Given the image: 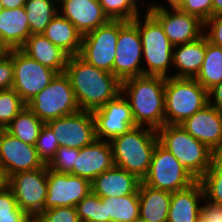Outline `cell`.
I'll return each mask as SVG.
<instances>
[{
    "label": "cell",
    "instance_id": "cell-13",
    "mask_svg": "<svg viewBox=\"0 0 222 222\" xmlns=\"http://www.w3.org/2000/svg\"><path fill=\"white\" fill-rule=\"evenodd\" d=\"M46 124L52 129L59 146L81 149L97 139L95 119L91 111L79 110L52 119Z\"/></svg>",
    "mask_w": 222,
    "mask_h": 222
},
{
    "label": "cell",
    "instance_id": "cell-37",
    "mask_svg": "<svg viewBox=\"0 0 222 222\" xmlns=\"http://www.w3.org/2000/svg\"><path fill=\"white\" fill-rule=\"evenodd\" d=\"M78 155L79 149L59 146L47 167L50 170L70 174L73 171V164Z\"/></svg>",
    "mask_w": 222,
    "mask_h": 222
},
{
    "label": "cell",
    "instance_id": "cell-12",
    "mask_svg": "<svg viewBox=\"0 0 222 222\" xmlns=\"http://www.w3.org/2000/svg\"><path fill=\"white\" fill-rule=\"evenodd\" d=\"M117 39L118 20H110L82 36L79 56L88 64L113 73Z\"/></svg>",
    "mask_w": 222,
    "mask_h": 222
},
{
    "label": "cell",
    "instance_id": "cell-18",
    "mask_svg": "<svg viewBox=\"0 0 222 222\" xmlns=\"http://www.w3.org/2000/svg\"><path fill=\"white\" fill-rule=\"evenodd\" d=\"M146 11L160 23L174 46L192 42L204 34V22L197 16L179 9Z\"/></svg>",
    "mask_w": 222,
    "mask_h": 222
},
{
    "label": "cell",
    "instance_id": "cell-53",
    "mask_svg": "<svg viewBox=\"0 0 222 222\" xmlns=\"http://www.w3.org/2000/svg\"><path fill=\"white\" fill-rule=\"evenodd\" d=\"M54 1H56L57 3H60L62 0H54Z\"/></svg>",
    "mask_w": 222,
    "mask_h": 222
},
{
    "label": "cell",
    "instance_id": "cell-38",
    "mask_svg": "<svg viewBox=\"0 0 222 222\" xmlns=\"http://www.w3.org/2000/svg\"><path fill=\"white\" fill-rule=\"evenodd\" d=\"M34 222H80L76 207L61 206L44 210Z\"/></svg>",
    "mask_w": 222,
    "mask_h": 222
},
{
    "label": "cell",
    "instance_id": "cell-10",
    "mask_svg": "<svg viewBox=\"0 0 222 222\" xmlns=\"http://www.w3.org/2000/svg\"><path fill=\"white\" fill-rule=\"evenodd\" d=\"M14 83L12 88L27 104L56 76L57 72L30 58L21 49H12Z\"/></svg>",
    "mask_w": 222,
    "mask_h": 222
},
{
    "label": "cell",
    "instance_id": "cell-45",
    "mask_svg": "<svg viewBox=\"0 0 222 222\" xmlns=\"http://www.w3.org/2000/svg\"><path fill=\"white\" fill-rule=\"evenodd\" d=\"M0 222H34V218L17 206L11 215L0 216Z\"/></svg>",
    "mask_w": 222,
    "mask_h": 222
},
{
    "label": "cell",
    "instance_id": "cell-36",
    "mask_svg": "<svg viewBox=\"0 0 222 222\" xmlns=\"http://www.w3.org/2000/svg\"><path fill=\"white\" fill-rule=\"evenodd\" d=\"M35 148L37 150L38 157L46 165L54 157L56 150L59 148L58 141L52 129L46 123L41 128L36 140Z\"/></svg>",
    "mask_w": 222,
    "mask_h": 222
},
{
    "label": "cell",
    "instance_id": "cell-21",
    "mask_svg": "<svg viewBox=\"0 0 222 222\" xmlns=\"http://www.w3.org/2000/svg\"><path fill=\"white\" fill-rule=\"evenodd\" d=\"M141 180L125 169L113 166L91 182L92 192L99 197H121L138 194Z\"/></svg>",
    "mask_w": 222,
    "mask_h": 222
},
{
    "label": "cell",
    "instance_id": "cell-16",
    "mask_svg": "<svg viewBox=\"0 0 222 222\" xmlns=\"http://www.w3.org/2000/svg\"><path fill=\"white\" fill-rule=\"evenodd\" d=\"M0 164L7 178L18 172L33 171L45 164L35 146L24 143L6 129H0Z\"/></svg>",
    "mask_w": 222,
    "mask_h": 222
},
{
    "label": "cell",
    "instance_id": "cell-40",
    "mask_svg": "<svg viewBox=\"0 0 222 222\" xmlns=\"http://www.w3.org/2000/svg\"><path fill=\"white\" fill-rule=\"evenodd\" d=\"M204 34L209 42L222 47V15L212 16L204 23Z\"/></svg>",
    "mask_w": 222,
    "mask_h": 222
},
{
    "label": "cell",
    "instance_id": "cell-41",
    "mask_svg": "<svg viewBox=\"0 0 222 222\" xmlns=\"http://www.w3.org/2000/svg\"><path fill=\"white\" fill-rule=\"evenodd\" d=\"M14 83V68L12 62V50L0 58V91L11 89Z\"/></svg>",
    "mask_w": 222,
    "mask_h": 222
},
{
    "label": "cell",
    "instance_id": "cell-50",
    "mask_svg": "<svg viewBox=\"0 0 222 222\" xmlns=\"http://www.w3.org/2000/svg\"><path fill=\"white\" fill-rule=\"evenodd\" d=\"M10 53V49L8 46L3 42L0 36V58L7 56Z\"/></svg>",
    "mask_w": 222,
    "mask_h": 222
},
{
    "label": "cell",
    "instance_id": "cell-49",
    "mask_svg": "<svg viewBox=\"0 0 222 222\" xmlns=\"http://www.w3.org/2000/svg\"><path fill=\"white\" fill-rule=\"evenodd\" d=\"M213 16L222 15V0H212Z\"/></svg>",
    "mask_w": 222,
    "mask_h": 222
},
{
    "label": "cell",
    "instance_id": "cell-17",
    "mask_svg": "<svg viewBox=\"0 0 222 222\" xmlns=\"http://www.w3.org/2000/svg\"><path fill=\"white\" fill-rule=\"evenodd\" d=\"M216 155H222V113L209 103L179 124Z\"/></svg>",
    "mask_w": 222,
    "mask_h": 222
},
{
    "label": "cell",
    "instance_id": "cell-35",
    "mask_svg": "<svg viewBox=\"0 0 222 222\" xmlns=\"http://www.w3.org/2000/svg\"><path fill=\"white\" fill-rule=\"evenodd\" d=\"M26 106L13 88L0 91V129H6Z\"/></svg>",
    "mask_w": 222,
    "mask_h": 222
},
{
    "label": "cell",
    "instance_id": "cell-47",
    "mask_svg": "<svg viewBox=\"0 0 222 222\" xmlns=\"http://www.w3.org/2000/svg\"><path fill=\"white\" fill-rule=\"evenodd\" d=\"M4 9L24 7L26 0H1Z\"/></svg>",
    "mask_w": 222,
    "mask_h": 222
},
{
    "label": "cell",
    "instance_id": "cell-4",
    "mask_svg": "<svg viewBox=\"0 0 222 222\" xmlns=\"http://www.w3.org/2000/svg\"><path fill=\"white\" fill-rule=\"evenodd\" d=\"M159 143L170 151L190 174L199 180L216 154L179 125L165 124L157 130Z\"/></svg>",
    "mask_w": 222,
    "mask_h": 222
},
{
    "label": "cell",
    "instance_id": "cell-31",
    "mask_svg": "<svg viewBox=\"0 0 222 222\" xmlns=\"http://www.w3.org/2000/svg\"><path fill=\"white\" fill-rule=\"evenodd\" d=\"M44 124L28 107H25L7 126L6 130L24 143L35 146Z\"/></svg>",
    "mask_w": 222,
    "mask_h": 222
},
{
    "label": "cell",
    "instance_id": "cell-30",
    "mask_svg": "<svg viewBox=\"0 0 222 222\" xmlns=\"http://www.w3.org/2000/svg\"><path fill=\"white\" fill-rule=\"evenodd\" d=\"M24 8L31 34H42L59 12L54 0H26Z\"/></svg>",
    "mask_w": 222,
    "mask_h": 222
},
{
    "label": "cell",
    "instance_id": "cell-32",
    "mask_svg": "<svg viewBox=\"0 0 222 222\" xmlns=\"http://www.w3.org/2000/svg\"><path fill=\"white\" fill-rule=\"evenodd\" d=\"M203 186L204 198L222 206V155H216L212 165L199 179Z\"/></svg>",
    "mask_w": 222,
    "mask_h": 222
},
{
    "label": "cell",
    "instance_id": "cell-44",
    "mask_svg": "<svg viewBox=\"0 0 222 222\" xmlns=\"http://www.w3.org/2000/svg\"><path fill=\"white\" fill-rule=\"evenodd\" d=\"M148 0L145 10H176L180 9L184 0ZM157 1V2H156ZM158 1H161L160 3ZM165 3V4H164Z\"/></svg>",
    "mask_w": 222,
    "mask_h": 222
},
{
    "label": "cell",
    "instance_id": "cell-52",
    "mask_svg": "<svg viewBox=\"0 0 222 222\" xmlns=\"http://www.w3.org/2000/svg\"><path fill=\"white\" fill-rule=\"evenodd\" d=\"M3 10V5H2V2L0 0V12Z\"/></svg>",
    "mask_w": 222,
    "mask_h": 222
},
{
    "label": "cell",
    "instance_id": "cell-14",
    "mask_svg": "<svg viewBox=\"0 0 222 222\" xmlns=\"http://www.w3.org/2000/svg\"><path fill=\"white\" fill-rule=\"evenodd\" d=\"M97 139L110 142L136 126L129 101L120 93L93 111Z\"/></svg>",
    "mask_w": 222,
    "mask_h": 222
},
{
    "label": "cell",
    "instance_id": "cell-42",
    "mask_svg": "<svg viewBox=\"0 0 222 222\" xmlns=\"http://www.w3.org/2000/svg\"><path fill=\"white\" fill-rule=\"evenodd\" d=\"M199 222H222V206L204 198L199 212Z\"/></svg>",
    "mask_w": 222,
    "mask_h": 222
},
{
    "label": "cell",
    "instance_id": "cell-11",
    "mask_svg": "<svg viewBox=\"0 0 222 222\" xmlns=\"http://www.w3.org/2000/svg\"><path fill=\"white\" fill-rule=\"evenodd\" d=\"M18 207L34 219L44 211L47 196V165L33 171L18 172L8 178Z\"/></svg>",
    "mask_w": 222,
    "mask_h": 222
},
{
    "label": "cell",
    "instance_id": "cell-15",
    "mask_svg": "<svg viewBox=\"0 0 222 222\" xmlns=\"http://www.w3.org/2000/svg\"><path fill=\"white\" fill-rule=\"evenodd\" d=\"M91 191L89 180L47 167V196L44 210L61 206L76 207Z\"/></svg>",
    "mask_w": 222,
    "mask_h": 222
},
{
    "label": "cell",
    "instance_id": "cell-8",
    "mask_svg": "<svg viewBox=\"0 0 222 222\" xmlns=\"http://www.w3.org/2000/svg\"><path fill=\"white\" fill-rule=\"evenodd\" d=\"M196 181L181 162L158 142L153 151L149 170L141 182L172 193L188 188Z\"/></svg>",
    "mask_w": 222,
    "mask_h": 222
},
{
    "label": "cell",
    "instance_id": "cell-51",
    "mask_svg": "<svg viewBox=\"0 0 222 222\" xmlns=\"http://www.w3.org/2000/svg\"><path fill=\"white\" fill-rule=\"evenodd\" d=\"M144 7L147 6L148 0H138Z\"/></svg>",
    "mask_w": 222,
    "mask_h": 222
},
{
    "label": "cell",
    "instance_id": "cell-9",
    "mask_svg": "<svg viewBox=\"0 0 222 222\" xmlns=\"http://www.w3.org/2000/svg\"><path fill=\"white\" fill-rule=\"evenodd\" d=\"M143 49L138 17L133 21L118 20V39L113 74L122 82L143 75Z\"/></svg>",
    "mask_w": 222,
    "mask_h": 222
},
{
    "label": "cell",
    "instance_id": "cell-2",
    "mask_svg": "<svg viewBox=\"0 0 222 222\" xmlns=\"http://www.w3.org/2000/svg\"><path fill=\"white\" fill-rule=\"evenodd\" d=\"M165 81L161 76L140 75L121 82L136 126L157 131L165 125Z\"/></svg>",
    "mask_w": 222,
    "mask_h": 222
},
{
    "label": "cell",
    "instance_id": "cell-39",
    "mask_svg": "<svg viewBox=\"0 0 222 222\" xmlns=\"http://www.w3.org/2000/svg\"><path fill=\"white\" fill-rule=\"evenodd\" d=\"M179 10L197 16L205 23L213 16V3L212 0H184Z\"/></svg>",
    "mask_w": 222,
    "mask_h": 222
},
{
    "label": "cell",
    "instance_id": "cell-7",
    "mask_svg": "<svg viewBox=\"0 0 222 222\" xmlns=\"http://www.w3.org/2000/svg\"><path fill=\"white\" fill-rule=\"evenodd\" d=\"M26 105L44 123L80 110L65 72L57 73L50 84Z\"/></svg>",
    "mask_w": 222,
    "mask_h": 222
},
{
    "label": "cell",
    "instance_id": "cell-48",
    "mask_svg": "<svg viewBox=\"0 0 222 222\" xmlns=\"http://www.w3.org/2000/svg\"><path fill=\"white\" fill-rule=\"evenodd\" d=\"M8 186V178L5 174V171L0 164V191L5 189Z\"/></svg>",
    "mask_w": 222,
    "mask_h": 222
},
{
    "label": "cell",
    "instance_id": "cell-27",
    "mask_svg": "<svg viewBox=\"0 0 222 222\" xmlns=\"http://www.w3.org/2000/svg\"><path fill=\"white\" fill-rule=\"evenodd\" d=\"M42 34L69 56L79 55L82 35L59 12L53 17Z\"/></svg>",
    "mask_w": 222,
    "mask_h": 222
},
{
    "label": "cell",
    "instance_id": "cell-29",
    "mask_svg": "<svg viewBox=\"0 0 222 222\" xmlns=\"http://www.w3.org/2000/svg\"><path fill=\"white\" fill-rule=\"evenodd\" d=\"M105 205L106 218L110 222H138L139 195L130 194L121 197H100Z\"/></svg>",
    "mask_w": 222,
    "mask_h": 222
},
{
    "label": "cell",
    "instance_id": "cell-3",
    "mask_svg": "<svg viewBox=\"0 0 222 222\" xmlns=\"http://www.w3.org/2000/svg\"><path fill=\"white\" fill-rule=\"evenodd\" d=\"M158 142L156 130L142 126L133 127L110 141L114 166L125 169L142 181L149 170Z\"/></svg>",
    "mask_w": 222,
    "mask_h": 222
},
{
    "label": "cell",
    "instance_id": "cell-28",
    "mask_svg": "<svg viewBox=\"0 0 222 222\" xmlns=\"http://www.w3.org/2000/svg\"><path fill=\"white\" fill-rule=\"evenodd\" d=\"M195 79L207 91L222 82V47L209 42L206 36L204 61Z\"/></svg>",
    "mask_w": 222,
    "mask_h": 222
},
{
    "label": "cell",
    "instance_id": "cell-46",
    "mask_svg": "<svg viewBox=\"0 0 222 222\" xmlns=\"http://www.w3.org/2000/svg\"><path fill=\"white\" fill-rule=\"evenodd\" d=\"M208 103L222 113V82L208 90Z\"/></svg>",
    "mask_w": 222,
    "mask_h": 222
},
{
    "label": "cell",
    "instance_id": "cell-23",
    "mask_svg": "<svg viewBox=\"0 0 222 222\" xmlns=\"http://www.w3.org/2000/svg\"><path fill=\"white\" fill-rule=\"evenodd\" d=\"M205 57V34L200 38L174 46L172 56V77L195 78Z\"/></svg>",
    "mask_w": 222,
    "mask_h": 222
},
{
    "label": "cell",
    "instance_id": "cell-22",
    "mask_svg": "<svg viewBox=\"0 0 222 222\" xmlns=\"http://www.w3.org/2000/svg\"><path fill=\"white\" fill-rule=\"evenodd\" d=\"M204 190L197 180L188 188L171 193L167 222H199Z\"/></svg>",
    "mask_w": 222,
    "mask_h": 222
},
{
    "label": "cell",
    "instance_id": "cell-33",
    "mask_svg": "<svg viewBox=\"0 0 222 222\" xmlns=\"http://www.w3.org/2000/svg\"><path fill=\"white\" fill-rule=\"evenodd\" d=\"M110 20L133 21L145 7L138 0H99Z\"/></svg>",
    "mask_w": 222,
    "mask_h": 222
},
{
    "label": "cell",
    "instance_id": "cell-19",
    "mask_svg": "<svg viewBox=\"0 0 222 222\" xmlns=\"http://www.w3.org/2000/svg\"><path fill=\"white\" fill-rule=\"evenodd\" d=\"M58 11L82 36L110 21L99 0H62Z\"/></svg>",
    "mask_w": 222,
    "mask_h": 222
},
{
    "label": "cell",
    "instance_id": "cell-24",
    "mask_svg": "<svg viewBox=\"0 0 222 222\" xmlns=\"http://www.w3.org/2000/svg\"><path fill=\"white\" fill-rule=\"evenodd\" d=\"M21 50L30 58L57 73H64L69 55L43 34H31Z\"/></svg>",
    "mask_w": 222,
    "mask_h": 222
},
{
    "label": "cell",
    "instance_id": "cell-20",
    "mask_svg": "<svg viewBox=\"0 0 222 222\" xmlns=\"http://www.w3.org/2000/svg\"><path fill=\"white\" fill-rule=\"evenodd\" d=\"M114 166L110 142L96 139L93 143L79 149L73 164L74 176L85 178L92 182L96 176Z\"/></svg>",
    "mask_w": 222,
    "mask_h": 222
},
{
    "label": "cell",
    "instance_id": "cell-43",
    "mask_svg": "<svg viewBox=\"0 0 222 222\" xmlns=\"http://www.w3.org/2000/svg\"><path fill=\"white\" fill-rule=\"evenodd\" d=\"M17 206L13 191L8 186L0 191V216L11 215Z\"/></svg>",
    "mask_w": 222,
    "mask_h": 222
},
{
    "label": "cell",
    "instance_id": "cell-34",
    "mask_svg": "<svg viewBox=\"0 0 222 222\" xmlns=\"http://www.w3.org/2000/svg\"><path fill=\"white\" fill-rule=\"evenodd\" d=\"M76 210L80 222H110V218H106L103 198L92 191L76 205Z\"/></svg>",
    "mask_w": 222,
    "mask_h": 222
},
{
    "label": "cell",
    "instance_id": "cell-26",
    "mask_svg": "<svg viewBox=\"0 0 222 222\" xmlns=\"http://www.w3.org/2000/svg\"><path fill=\"white\" fill-rule=\"evenodd\" d=\"M24 7L0 12V36L10 50L21 49L31 35Z\"/></svg>",
    "mask_w": 222,
    "mask_h": 222
},
{
    "label": "cell",
    "instance_id": "cell-5",
    "mask_svg": "<svg viewBox=\"0 0 222 222\" xmlns=\"http://www.w3.org/2000/svg\"><path fill=\"white\" fill-rule=\"evenodd\" d=\"M143 49V75L172 77L174 45L160 23L146 10L138 16Z\"/></svg>",
    "mask_w": 222,
    "mask_h": 222
},
{
    "label": "cell",
    "instance_id": "cell-25",
    "mask_svg": "<svg viewBox=\"0 0 222 222\" xmlns=\"http://www.w3.org/2000/svg\"><path fill=\"white\" fill-rule=\"evenodd\" d=\"M138 195L139 221L167 222L171 192L155 189L140 182Z\"/></svg>",
    "mask_w": 222,
    "mask_h": 222
},
{
    "label": "cell",
    "instance_id": "cell-6",
    "mask_svg": "<svg viewBox=\"0 0 222 222\" xmlns=\"http://www.w3.org/2000/svg\"><path fill=\"white\" fill-rule=\"evenodd\" d=\"M208 104V91L195 78L165 81V124L179 125Z\"/></svg>",
    "mask_w": 222,
    "mask_h": 222
},
{
    "label": "cell",
    "instance_id": "cell-1",
    "mask_svg": "<svg viewBox=\"0 0 222 222\" xmlns=\"http://www.w3.org/2000/svg\"><path fill=\"white\" fill-rule=\"evenodd\" d=\"M65 74L80 110L93 112L121 93V81L113 73L88 64L79 55L69 56Z\"/></svg>",
    "mask_w": 222,
    "mask_h": 222
}]
</instances>
